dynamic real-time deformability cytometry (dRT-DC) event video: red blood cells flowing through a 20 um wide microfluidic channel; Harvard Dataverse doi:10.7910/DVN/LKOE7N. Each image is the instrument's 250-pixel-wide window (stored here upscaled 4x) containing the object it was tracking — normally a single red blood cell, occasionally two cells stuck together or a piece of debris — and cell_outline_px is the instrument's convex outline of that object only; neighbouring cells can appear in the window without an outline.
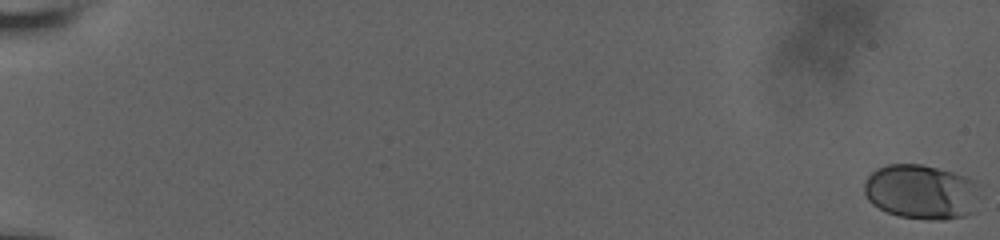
{"species": "human", "species_latin": "Homo sapiens", "temperature_condition": "room temperature", "stored_images_in_passage": 62, "camera_frame_rate_fps": 3000, "um_per_image_px": 0.085, "donor": {"sex": "male"}, "frame": {"image": 1, "passage_image": 1, "time_ms": 0.0, "image_size_px": [1000, 240], "cell_outline_px": [[976, 212], [964, 216], [944, 220], [928, 220], [900, 216], [888, 212], [872, 204], [868, 200], [864, 192], [864, 184], [868, 176], [876, 168], [888, 164], [920, 164], [968, 176], [976, 180]], "centroid_in_image_um": [78.31, 16.31], "position_along_channel_um": 6.7, "area_um2": 36.99}}
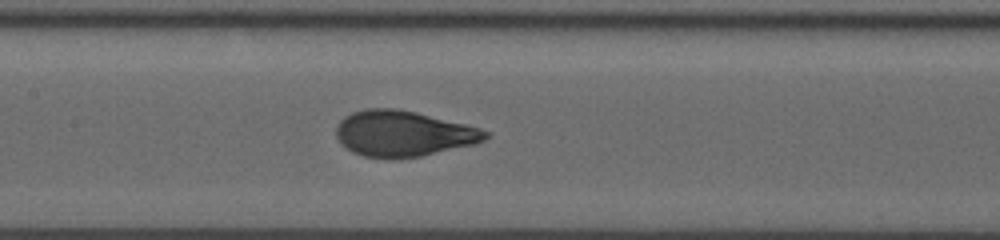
{"frame": {"image": 2, "passage_image": 34, "time_ms": 11.0, "image_size_px": [1000, 240], "cell_outline_px": [[492, 132], [484, 140], [476, 144], [420, 156], [392, 160], [388, 160], [364, 156], [352, 152], [340, 144], [336, 136], [336, 128], [340, 120], [344, 116], [352, 112], [364, 108], [396, 108], [416, 112], [480, 128]], "centroid_in_image_um": [34.25, 11.37], "position_along_channel_um": 173.2, "area_um2": 40.23}}
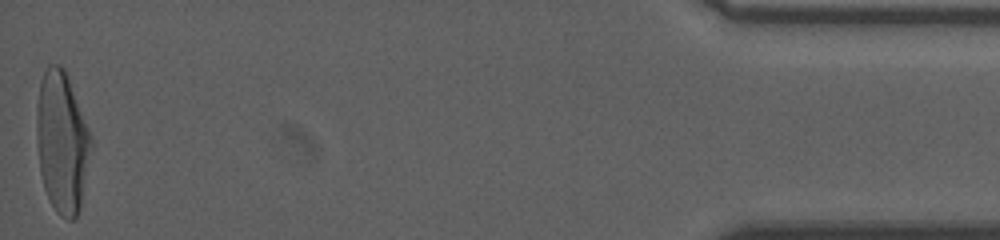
{"frame": {"image": 3, "passage_image": 62, "time_ms": 20.333, "image_size_px": [1000, 240], "cell_outline_px": [[92, 148], [80, 208], [76, 216], [72, 220], [68, 220], [60, 216], [56, 212], [44, 188], [40, 172], [36, 136], [36, 108], [40, 84], [44, 68], [48, 64], [60, 64], [64, 68], [92, 136]], "centroid_in_image_um": [5.27, 12.07], "position_along_channel_um": 429.9, "area_um2": 45.03}, "authors_computed_cell_mechanics": {"area_um2": 39.1595, "velocity_mm_per_s": 3.643, "shape_relaxation_time_tau1_ms": 4.2932, "shape_relaxation_time_tau2_ms": null, "deformation_change_tau1": 0.1922, "deformation_change_tau2": null}}